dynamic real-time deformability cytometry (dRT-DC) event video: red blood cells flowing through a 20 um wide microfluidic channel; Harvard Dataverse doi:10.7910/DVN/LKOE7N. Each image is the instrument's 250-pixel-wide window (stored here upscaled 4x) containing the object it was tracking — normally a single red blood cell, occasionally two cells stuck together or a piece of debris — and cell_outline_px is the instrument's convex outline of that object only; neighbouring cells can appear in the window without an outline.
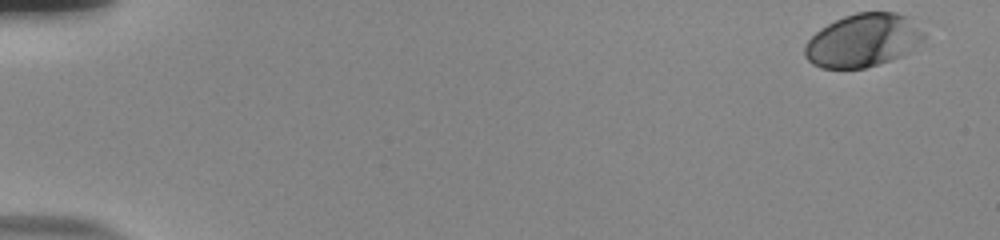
{"species": "human", "species_latin": "Homo sapiens", "temperature_condition": "room temperature", "stored_images_in_passage": 48, "camera_frame_rate_fps": 3000, "um_per_image_px": 0.085, "donor": {"sex": "male"}, "frame": {"image": 1, "passage_image": 1, "time_ms": 0.0, "image_size_px": [1000, 240], "cell_outline_px": [[928, 36], [908, 52], [900, 56], [864, 68], [820, 68], [812, 64], [804, 56], [804, 44], [820, 28], [844, 16], [856, 12], [896, 12], [904, 16], [924, 32]], "centroid_in_image_um": [73.31, 3.43], "position_along_channel_um": 11.7, "area_um2": 36.59}}
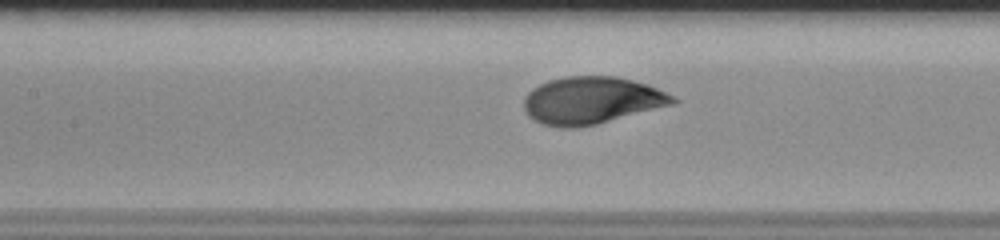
{"frame": {"image": 2, "passage_image": 26, "time_ms": 8.333, "image_size_px": [1000, 240], "cell_outline_px": [[680, 100], [676, 104], [596, 124], [576, 128], [564, 128], [544, 124], [528, 116], [524, 108], [524, 100], [528, 92], [532, 88], [548, 80], [564, 76], [616, 76], [648, 84]], "centroid_in_image_um": [50.3, 8.53], "position_along_channel_um": 157.1, "area_um2": 41.04}}
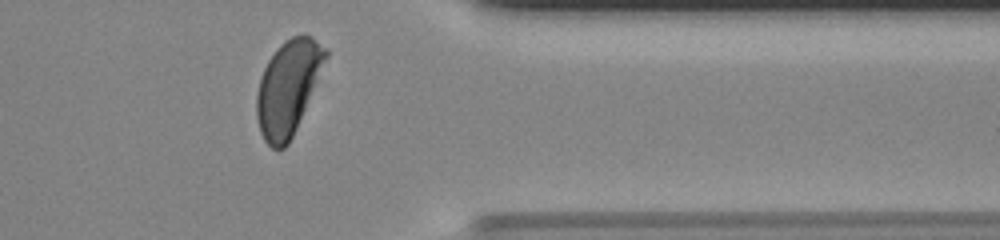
{"frame": {"image": 3, "passage_image": 45, "time_ms": 14.667, "image_size_px": [1000, 240], "cell_outline_px": [[328, 56], [292, 136], [288, 144], [284, 148], [272, 148], [264, 140], [260, 132], [256, 116], [256, 96], [260, 80], [264, 68], [268, 60], [280, 44], [292, 36], [312, 36], [328, 52]], "centroid_in_image_um": [24.46, 7.45], "position_along_channel_um": 386.9, "area_um2": 37.11}, "authors_computed_cell_mechanics": {"area_um2": 39.4774, "velocity_mm_per_s": 3.7511, "shape_relaxation_time_tau1_ms": 2.9801, "shape_relaxation_time_tau2_ms": null, "deformation_change_tau1": 0.1649, "deformation_change_tau2": null}}